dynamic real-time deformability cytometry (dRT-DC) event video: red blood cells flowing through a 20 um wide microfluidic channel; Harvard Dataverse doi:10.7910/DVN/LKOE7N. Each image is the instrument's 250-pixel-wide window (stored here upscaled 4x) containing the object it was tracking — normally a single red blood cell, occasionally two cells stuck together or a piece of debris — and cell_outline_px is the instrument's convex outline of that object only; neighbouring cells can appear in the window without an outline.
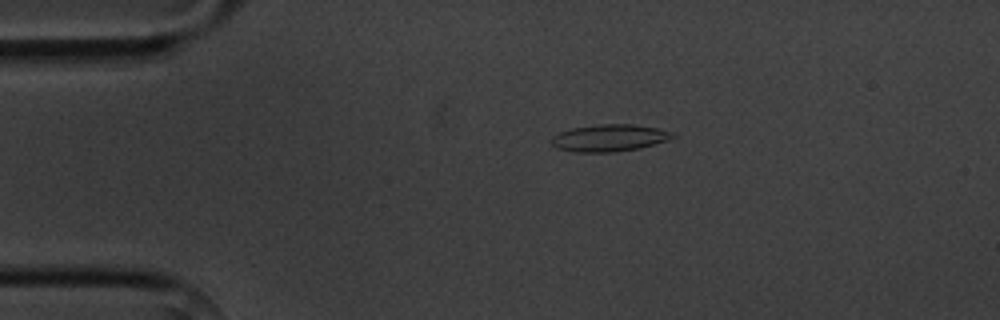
{"species": "common noctule bat (a hibernating species)", "species_latin": "Nyctalus noctula", "temperature_condition": "cold", "stored_images_in_passage": 3, "camera_frame_rate_fps": 3000, "um_per_image_px": 0.085, "animal": {"sex": "male", "body_mass_g": 20.1, "forearm_length_mm": 53.5}, "frame": {"image": 1, "passage_image": 1, "time_ms": 0.0, "image_size_px": [1000, 320], "cell_outline_px": [[676, 136], [668, 140], [640, 148], [612, 152], [576, 152], [556, 148], [552, 144], [552, 136], [560, 132], [572, 128], [596, 124], [632, 124], [656, 128], [672, 132]], "centroid_in_image_um": [51.78, 11.72], "position_along_channel_um": 33.2, "area_um2": 19.02}}
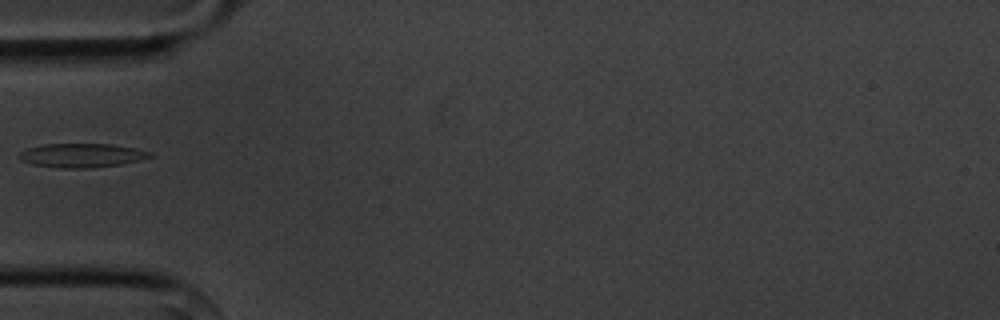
{"frame": {"image": 2, "passage_image": 3, "time_ms": 2.333, "image_size_px": [1000, 320], "cell_outline_px": [[156, 156], [140, 160], [120, 164], [84, 168], [60, 168], [32, 164], [20, 160], [16, 156], [20, 152], [28, 148], [44, 144], [112, 144], [136, 148], [152, 152]], "centroid_in_image_um": [6.96, 13.2], "position_along_channel_um": 78.0, "area_um2": 18.32}}